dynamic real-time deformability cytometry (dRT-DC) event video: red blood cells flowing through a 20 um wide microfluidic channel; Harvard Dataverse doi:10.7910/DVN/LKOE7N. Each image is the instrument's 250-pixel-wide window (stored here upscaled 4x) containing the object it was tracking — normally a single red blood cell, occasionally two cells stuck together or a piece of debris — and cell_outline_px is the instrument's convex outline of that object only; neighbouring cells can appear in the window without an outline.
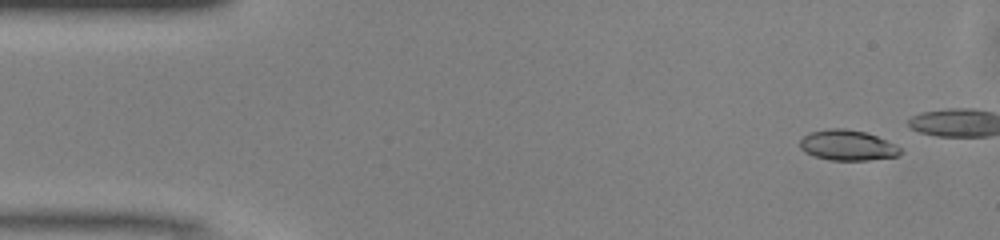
{"species": "common noctule bat (a hibernating species)", "species_latin": "Nyctalus noctula", "temperature_condition": "warm", "stored_images_in_passage": 14, "camera_frame_rate_fps": 3000, "um_per_image_px": 0.085, "animal": {"sex": "male", "body_mass_g": 13.0, "forearm_length_mm": 53.1}, "frame": {"image": 1, "passage_image": 3, "time_ms": 0.667, "image_size_px": [1000, 240], "cell_outline_px": [[904, 152], [900, 156], [868, 160], [828, 160], [804, 152], [800, 148], [800, 140], [808, 132], [828, 128], [844, 128], [864, 132], [876, 136], [900, 148]], "centroid_in_image_um": [72.01, 12.35], "position_along_channel_um": 13.0, "area_um2": 17.8}}